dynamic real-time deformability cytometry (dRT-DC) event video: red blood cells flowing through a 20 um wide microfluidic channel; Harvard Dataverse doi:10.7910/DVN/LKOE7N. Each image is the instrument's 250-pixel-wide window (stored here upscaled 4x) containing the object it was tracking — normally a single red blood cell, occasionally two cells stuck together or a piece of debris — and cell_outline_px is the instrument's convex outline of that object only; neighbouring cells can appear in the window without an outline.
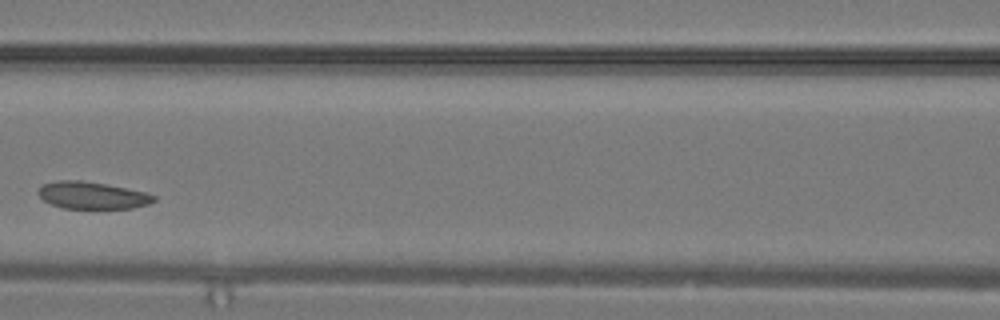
{"species": "common noctule bat (a hibernating species)", "species_latin": "Nyctalus noctula", "temperature_condition": "warm", "stored_images_in_passage": 10, "camera_frame_rate_fps": 3000, "um_per_image_px": 0.085, "animal": {"sex": "male", "body_mass_g": 19.2, "forearm_length_mm": 51.8}, "frame": {"image": 1, "passage_image": 7, "time_ms": 2.0, "image_size_px": [1000, 320], "cell_outline_px": [[156, 200], [148, 204], [132, 208], [64, 208], [52, 204], [44, 200], [36, 192], [44, 184], [56, 180], [80, 180], [104, 184], [144, 192], [156, 196]], "centroid_in_image_um": [7.82, 16.6], "position_along_channel_um": 158.8, "area_um2": 17.98}}
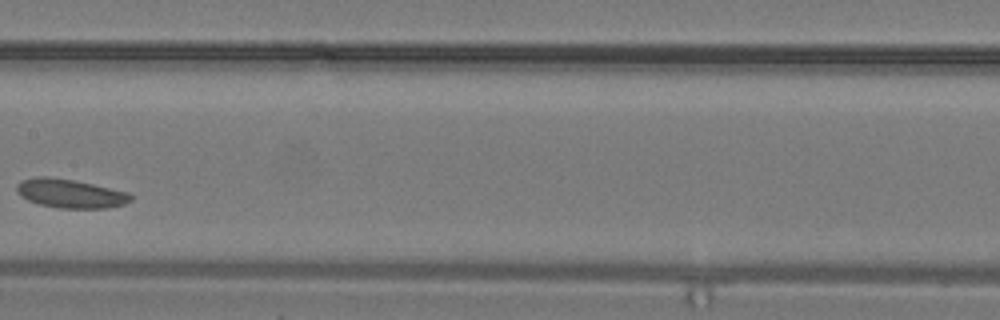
{"frame": {"image": 2, "passage_image": 9, "time_ms": 2.667, "image_size_px": [1000, 320], "cell_outline_px": [[132, 200], [124, 204], [108, 208], [60, 208], [40, 204], [28, 200], [20, 196], [16, 188], [16, 184], [20, 180], [36, 176], [48, 176], [72, 180], [92, 184], [128, 192], [132, 196]], "centroid_in_image_um": [5.95, 16.44], "position_along_channel_um": 201.4, "area_um2": 19.13}}